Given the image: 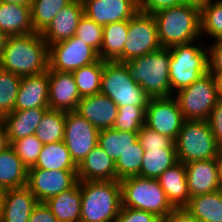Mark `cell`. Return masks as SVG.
<instances>
[{
  "label": "cell",
  "instance_id": "681fc988",
  "mask_svg": "<svg viewBox=\"0 0 222 222\" xmlns=\"http://www.w3.org/2000/svg\"><path fill=\"white\" fill-rule=\"evenodd\" d=\"M9 146L6 127L2 119H0V152Z\"/></svg>",
  "mask_w": 222,
  "mask_h": 222
},
{
  "label": "cell",
  "instance_id": "cb8c5ba5",
  "mask_svg": "<svg viewBox=\"0 0 222 222\" xmlns=\"http://www.w3.org/2000/svg\"><path fill=\"white\" fill-rule=\"evenodd\" d=\"M0 31L8 36L35 32L31 20V6L0 2Z\"/></svg>",
  "mask_w": 222,
  "mask_h": 222
},
{
  "label": "cell",
  "instance_id": "74e56055",
  "mask_svg": "<svg viewBox=\"0 0 222 222\" xmlns=\"http://www.w3.org/2000/svg\"><path fill=\"white\" fill-rule=\"evenodd\" d=\"M21 78L0 68V119L14 111Z\"/></svg>",
  "mask_w": 222,
  "mask_h": 222
},
{
  "label": "cell",
  "instance_id": "ac0fdd59",
  "mask_svg": "<svg viewBox=\"0 0 222 222\" xmlns=\"http://www.w3.org/2000/svg\"><path fill=\"white\" fill-rule=\"evenodd\" d=\"M76 112L97 129L113 128L118 113V106L101 93L81 97Z\"/></svg>",
  "mask_w": 222,
  "mask_h": 222
},
{
  "label": "cell",
  "instance_id": "e0dca14e",
  "mask_svg": "<svg viewBox=\"0 0 222 222\" xmlns=\"http://www.w3.org/2000/svg\"><path fill=\"white\" fill-rule=\"evenodd\" d=\"M83 16V2L73 0L59 11L40 34L48 46L69 39L75 35L79 21Z\"/></svg>",
  "mask_w": 222,
  "mask_h": 222
},
{
  "label": "cell",
  "instance_id": "8992f818",
  "mask_svg": "<svg viewBox=\"0 0 222 222\" xmlns=\"http://www.w3.org/2000/svg\"><path fill=\"white\" fill-rule=\"evenodd\" d=\"M119 182L122 207L148 211L160 218L166 217L175 209L157 179L133 176Z\"/></svg>",
  "mask_w": 222,
  "mask_h": 222
},
{
  "label": "cell",
  "instance_id": "8d00e7d4",
  "mask_svg": "<svg viewBox=\"0 0 222 222\" xmlns=\"http://www.w3.org/2000/svg\"><path fill=\"white\" fill-rule=\"evenodd\" d=\"M200 19L202 39L207 34L206 38L222 40V0H212L205 5L200 10Z\"/></svg>",
  "mask_w": 222,
  "mask_h": 222
},
{
  "label": "cell",
  "instance_id": "d4e9b609",
  "mask_svg": "<svg viewBox=\"0 0 222 222\" xmlns=\"http://www.w3.org/2000/svg\"><path fill=\"white\" fill-rule=\"evenodd\" d=\"M48 109L18 110L5 115L2 120L6 127L9 145L17 139L35 134L39 122Z\"/></svg>",
  "mask_w": 222,
  "mask_h": 222
},
{
  "label": "cell",
  "instance_id": "484cf974",
  "mask_svg": "<svg viewBox=\"0 0 222 222\" xmlns=\"http://www.w3.org/2000/svg\"><path fill=\"white\" fill-rule=\"evenodd\" d=\"M58 222H80L81 189L80 181L72 188L49 198L44 202Z\"/></svg>",
  "mask_w": 222,
  "mask_h": 222
},
{
  "label": "cell",
  "instance_id": "44dd1931",
  "mask_svg": "<svg viewBox=\"0 0 222 222\" xmlns=\"http://www.w3.org/2000/svg\"><path fill=\"white\" fill-rule=\"evenodd\" d=\"M38 203L27 186L7 189L0 222H28Z\"/></svg>",
  "mask_w": 222,
  "mask_h": 222
},
{
  "label": "cell",
  "instance_id": "52a82bcc",
  "mask_svg": "<svg viewBox=\"0 0 222 222\" xmlns=\"http://www.w3.org/2000/svg\"><path fill=\"white\" fill-rule=\"evenodd\" d=\"M174 143L177 159L183 164L215 159L221 150L208 121L185 120Z\"/></svg>",
  "mask_w": 222,
  "mask_h": 222
},
{
  "label": "cell",
  "instance_id": "f1b7e54d",
  "mask_svg": "<svg viewBox=\"0 0 222 222\" xmlns=\"http://www.w3.org/2000/svg\"><path fill=\"white\" fill-rule=\"evenodd\" d=\"M184 208L200 222H222V190L194 196Z\"/></svg>",
  "mask_w": 222,
  "mask_h": 222
},
{
  "label": "cell",
  "instance_id": "f907efd6",
  "mask_svg": "<svg viewBox=\"0 0 222 222\" xmlns=\"http://www.w3.org/2000/svg\"><path fill=\"white\" fill-rule=\"evenodd\" d=\"M215 79L217 94L219 98H222V72H210Z\"/></svg>",
  "mask_w": 222,
  "mask_h": 222
},
{
  "label": "cell",
  "instance_id": "7a4b0ae2",
  "mask_svg": "<svg viewBox=\"0 0 222 222\" xmlns=\"http://www.w3.org/2000/svg\"><path fill=\"white\" fill-rule=\"evenodd\" d=\"M153 16L161 47L169 48L195 40L202 41L199 8L183 3L162 9Z\"/></svg>",
  "mask_w": 222,
  "mask_h": 222
},
{
  "label": "cell",
  "instance_id": "b9f144b4",
  "mask_svg": "<svg viewBox=\"0 0 222 222\" xmlns=\"http://www.w3.org/2000/svg\"><path fill=\"white\" fill-rule=\"evenodd\" d=\"M138 140L145 151H150V149L176 150L173 139L159 134L145 125L138 132Z\"/></svg>",
  "mask_w": 222,
  "mask_h": 222
},
{
  "label": "cell",
  "instance_id": "ee69618b",
  "mask_svg": "<svg viewBox=\"0 0 222 222\" xmlns=\"http://www.w3.org/2000/svg\"><path fill=\"white\" fill-rule=\"evenodd\" d=\"M183 4L182 0H137L138 11L146 14L156 12Z\"/></svg>",
  "mask_w": 222,
  "mask_h": 222
},
{
  "label": "cell",
  "instance_id": "e575fe53",
  "mask_svg": "<svg viewBox=\"0 0 222 222\" xmlns=\"http://www.w3.org/2000/svg\"><path fill=\"white\" fill-rule=\"evenodd\" d=\"M73 0H31V20L34 31L41 33L61 9Z\"/></svg>",
  "mask_w": 222,
  "mask_h": 222
},
{
  "label": "cell",
  "instance_id": "30bf717a",
  "mask_svg": "<svg viewBox=\"0 0 222 222\" xmlns=\"http://www.w3.org/2000/svg\"><path fill=\"white\" fill-rule=\"evenodd\" d=\"M161 48L153 14L138 11L129 19L128 35L123 47V63Z\"/></svg>",
  "mask_w": 222,
  "mask_h": 222
},
{
  "label": "cell",
  "instance_id": "ffe728a7",
  "mask_svg": "<svg viewBox=\"0 0 222 222\" xmlns=\"http://www.w3.org/2000/svg\"><path fill=\"white\" fill-rule=\"evenodd\" d=\"M184 165L190 198L220 190L216 158L188 162Z\"/></svg>",
  "mask_w": 222,
  "mask_h": 222
},
{
  "label": "cell",
  "instance_id": "9f6ffc18",
  "mask_svg": "<svg viewBox=\"0 0 222 222\" xmlns=\"http://www.w3.org/2000/svg\"><path fill=\"white\" fill-rule=\"evenodd\" d=\"M5 193H6V189L3 187H0V217L3 210Z\"/></svg>",
  "mask_w": 222,
  "mask_h": 222
},
{
  "label": "cell",
  "instance_id": "f6af8a7d",
  "mask_svg": "<svg viewBox=\"0 0 222 222\" xmlns=\"http://www.w3.org/2000/svg\"><path fill=\"white\" fill-rule=\"evenodd\" d=\"M208 123L213 133L216 143L222 146V98H219L216 106L211 111Z\"/></svg>",
  "mask_w": 222,
  "mask_h": 222
},
{
  "label": "cell",
  "instance_id": "ba28073f",
  "mask_svg": "<svg viewBox=\"0 0 222 222\" xmlns=\"http://www.w3.org/2000/svg\"><path fill=\"white\" fill-rule=\"evenodd\" d=\"M100 93L109 97L118 107H147L149 100L144 89L131 77L127 65L117 61H104Z\"/></svg>",
  "mask_w": 222,
  "mask_h": 222
},
{
  "label": "cell",
  "instance_id": "d6a6232c",
  "mask_svg": "<svg viewBox=\"0 0 222 222\" xmlns=\"http://www.w3.org/2000/svg\"><path fill=\"white\" fill-rule=\"evenodd\" d=\"M103 69L104 60L99 59L72 72L81 97L100 93Z\"/></svg>",
  "mask_w": 222,
  "mask_h": 222
},
{
  "label": "cell",
  "instance_id": "4dcf8cb0",
  "mask_svg": "<svg viewBox=\"0 0 222 222\" xmlns=\"http://www.w3.org/2000/svg\"><path fill=\"white\" fill-rule=\"evenodd\" d=\"M138 140V133L115 130L113 128L102 129L98 136V145L106 154L116 162L118 158L132 144Z\"/></svg>",
  "mask_w": 222,
  "mask_h": 222
},
{
  "label": "cell",
  "instance_id": "7dc6e473",
  "mask_svg": "<svg viewBox=\"0 0 222 222\" xmlns=\"http://www.w3.org/2000/svg\"><path fill=\"white\" fill-rule=\"evenodd\" d=\"M28 222H58L45 203H38L33 209Z\"/></svg>",
  "mask_w": 222,
  "mask_h": 222
},
{
  "label": "cell",
  "instance_id": "9a60e30c",
  "mask_svg": "<svg viewBox=\"0 0 222 222\" xmlns=\"http://www.w3.org/2000/svg\"><path fill=\"white\" fill-rule=\"evenodd\" d=\"M84 15L101 26L129 20L138 12L137 0H83Z\"/></svg>",
  "mask_w": 222,
  "mask_h": 222
},
{
  "label": "cell",
  "instance_id": "3957f363",
  "mask_svg": "<svg viewBox=\"0 0 222 222\" xmlns=\"http://www.w3.org/2000/svg\"><path fill=\"white\" fill-rule=\"evenodd\" d=\"M169 48L145 54L125 62L131 77L149 98L172 97L169 77Z\"/></svg>",
  "mask_w": 222,
  "mask_h": 222
},
{
  "label": "cell",
  "instance_id": "4fadbf2b",
  "mask_svg": "<svg viewBox=\"0 0 222 222\" xmlns=\"http://www.w3.org/2000/svg\"><path fill=\"white\" fill-rule=\"evenodd\" d=\"M184 122V116L173 96L149 98L146 107L145 126L175 141Z\"/></svg>",
  "mask_w": 222,
  "mask_h": 222
},
{
  "label": "cell",
  "instance_id": "2e32d148",
  "mask_svg": "<svg viewBox=\"0 0 222 222\" xmlns=\"http://www.w3.org/2000/svg\"><path fill=\"white\" fill-rule=\"evenodd\" d=\"M49 109L76 111L81 96L72 72L48 70Z\"/></svg>",
  "mask_w": 222,
  "mask_h": 222
},
{
  "label": "cell",
  "instance_id": "db71d44e",
  "mask_svg": "<svg viewBox=\"0 0 222 222\" xmlns=\"http://www.w3.org/2000/svg\"><path fill=\"white\" fill-rule=\"evenodd\" d=\"M8 37L9 36L7 34H5L4 32L0 31V58H1L2 54H3V50H4L5 46H6V42H7Z\"/></svg>",
  "mask_w": 222,
  "mask_h": 222
},
{
  "label": "cell",
  "instance_id": "277c9868",
  "mask_svg": "<svg viewBox=\"0 0 222 222\" xmlns=\"http://www.w3.org/2000/svg\"><path fill=\"white\" fill-rule=\"evenodd\" d=\"M80 222H100L118 217L122 207L118 180L80 181Z\"/></svg>",
  "mask_w": 222,
  "mask_h": 222
},
{
  "label": "cell",
  "instance_id": "7c38bea8",
  "mask_svg": "<svg viewBox=\"0 0 222 222\" xmlns=\"http://www.w3.org/2000/svg\"><path fill=\"white\" fill-rule=\"evenodd\" d=\"M99 132V129L76 111L65 112L63 142L77 167L98 144Z\"/></svg>",
  "mask_w": 222,
  "mask_h": 222
},
{
  "label": "cell",
  "instance_id": "f546056e",
  "mask_svg": "<svg viewBox=\"0 0 222 222\" xmlns=\"http://www.w3.org/2000/svg\"><path fill=\"white\" fill-rule=\"evenodd\" d=\"M30 168L45 170H77L66 144L62 141L43 144L36 164Z\"/></svg>",
  "mask_w": 222,
  "mask_h": 222
},
{
  "label": "cell",
  "instance_id": "836d02e7",
  "mask_svg": "<svg viewBox=\"0 0 222 222\" xmlns=\"http://www.w3.org/2000/svg\"><path fill=\"white\" fill-rule=\"evenodd\" d=\"M65 112L48 109L39 122L35 135L43 144H51L64 139Z\"/></svg>",
  "mask_w": 222,
  "mask_h": 222
},
{
  "label": "cell",
  "instance_id": "6f0895ef",
  "mask_svg": "<svg viewBox=\"0 0 222 222\" xmlns=\"http://www.w3.org/2000/svg\"><path fill=\"white\" fill-rule=\"evenodd\" d=\"M100 222H118L117 217L116 218H112L109 220H105V221H100Z\"/></svg>",
  "mask_w": 222,
  "mask_h": 222
},
{
  "label": "cell",
  "instance_id": "6da1fadb",
  "mask_svg": "<svg viewBox=\"0 0 222 222\" xmlns=\"http://www.w3.org/2000/svg\"><path fill=\"white\" fill-rule=\"evenodd\" d=\"M0 68L17 76L36 75L49 69V46L40 33L9 36Z\"/></svg>",
  "mask_w": 222,
  "mask_h": 222
},
{
  "label": "cell",
  "instance_id": "5bb4252c",
  "mask_svg": "<svg viewBox=\"0 0 222 222\" xmlns=\"http://www.w3.org/2000/svg\"><path fill=\"white\" fill-rule=\"evenodd\" d=\"M77 182V170L28 168L27 187L39 203L72 188Z\"/></svg>",
  "mask_w": 222,
  "mask_h": 222
},
{
  "label": "cell",
  "instance_id": "d6986e66",
  "mask_svg": "<svg viewBox=\"0 0 222 222\" xmlns=\"http://www.w3.org/2000/svg\"><path fill=\"white\" fill-rule=\"evenodd\" d=\"M49 108L48 71L21 78L14 111Z\"/></svg>",
  "mask_w": 222,
  "mask_h": 222
},
{
  "label": "cell",
  "instance_id": "816d5d0a",
  "mask_svg": "<svg viewBox=\"0 0 222 222\" xmlns=\"http://www.w3.org/2000/svg\"><path fill=\"white\" fill-rule=\"evenodd\" d=\"M216 166H217L220 189L222 190V151L221 150L218 156L216 157Z\"/></svg>",
  "mask_w": 222,
  "mask_h": 222
},
{
  "label": "cell",
  "instance_id": "83f0119b",
  "mask_svg": "<svg viewBox=\"0 0 222 222\" xmlns=\"http://www.w3.org/2000/svg\"><path fill=\"white\" fill-rule=\"evenodd\" d=\"M28 169L10 145L0 152V187L7 189L27 186Z\"/></svg>",
  "mask_w": 222,
  "mask_h": 222
},
{
  "label": "cell",
  "instance_id": "8fae6325",
  "mask_svg": "<svg viewBox=\"0 0 222 222\" xmlns=\"http://www.w3.org/2000/svg\"><path fill=\"white\" fill-rule=\"evenodd\" d=\"M100 59L99 53L77 36L49 46V69L73 72Z\"/></svg>",
  "mask_w": 222,
  "mask_h": 222
},
{
  "label": "cell",
  "instance_id": "7bdbcfd3",
  "mask_svg": "<svg viewBox=\"0 0 222 222\" xmlns=\"http://www.w3.org/2000/svg\"><path fill=\"white\" fill-rule=\"evenodd\" d=\"M161 219L151 212L128 207H121L117 217L118 222H161Z\"/></svg>",
  "mask_w": 222,
  "mask_h": 222
},
{
  "label": "cell",
  "instance_id": "c3c4849f",
  "mask_svg": "<svg viewBox=\"0 0 222 222\" xmlns=\"http://www.w3.org/2000/svg\"><path fill=\"white\" fill-rule=\"evenodd\" d=\"M161 222H200L192 216L185 208H175Z\"/></svg>",
  "mask_w": 222,
  "mask_h": 222
},
{
  "label": "cell",
  "instance_id": "4316f807",
  "mask_svg": "<svg viewBox=\"0 0 222 222\" xmlns=\"http://www.w3.org/2000/svg\"><path fill=\"white\" fill-rule=\"evenodd\" d=\"M129 20L117 21L103 26V43L100 59L123 63V47L128 35Z\"/></svg>",
  "mask_w": 222,
  "mask_h": 222
},
{
  "label": "cell",
  "instance_id": "11a10c76",
  "mask_svg": "<svg viewBox=\"0 0 222 222\" xmlns=\"http://www.w3.org/2000/svg\"><path fill=\"white\" fill-rule=\"evenodd\" d=\"M0 2L21 4V5H31V0H0Z\"/></svg>",
  "mask_w": 222,
  "mask_h": 222
},
{
  "label": "cell",
  "instance_id": "1f68e13d",
  "mask_svg": "<svg viewBox=\"0 0 222 222\" xmlns=\"http://www.w3.org/2000/svg\"><path fill=\"white\" fill-rule=\"evenodd\" d=\"M177 162L176 150L150 149L144 152L139 176L157 179Z\"/></svg>",
  "mask_w": 222,
  "mask_h": 222
},
{
  "label": "cell",
  "instance_id": "ab89813d",
  "mask_svg": "<svg viewBox=\"0 0 222 222\" xmlns=\"http://www.w3.org/2000/svg\"><path fill=\"white\" fill-rule=\"evenodd\" d=\"M43 143L35 134L13 141L10 147L15 151L26 168L33 167L40 155Z\"/></svg>",
  "mask_w": 222,
  "mask_h": 222
},
{
  "label": "cell",
  "instance_id": "603a6c76",
  "mask_svg": "<svg viewBox=\"0 0 222 222\" xmlns=\"http://www.w3.org/2000/svg\"><path fill=\"white\" fill-rule=\"evenodd\" d=\"M157 181L163 188L168 201L174 208H184L190 199L188 191L186 168L182 162H177L161 174Z\"/></svg>",
  "mask_w": 222,
  "mask_h": 222
},
{
  "label": "cell",
  "instance_id": "5b68a950",
  "mask_svg": "<svg viewBox=\"0 0 222 222\" xmlns=\"http://www.w3.org/2000/svg\"><path fill=\"white\" fill-rule=\"evenodd\" d=\"M198 41L200 40L169 47L171 56L169 77L172 95L176 93V90L190 86L209 71L208 45L206 46L204 42L200 45Z\"/></svg>",
  "mask_w": 222,
  "mask_h": 222
},
{
  "label": "cell",
  "instance_id": "f35d334b",
  "mask_svg": "<svg viewBox=\"0 0 222 222\" xmlns=\"http://www.w3.org/2000/svg\"><path fill=\"white\" fill-rule=\"evenodd\" d=\"M146 107L126 105L118 107L113 129L138 133L145 125Z\"/></svg>",
  "mask_w": 222,
  "mask_h": 222
},
{
  "label": "cell",
  "instance_id": "7402d4cb",
  "mask_svg": "<svg viewBox=\"0 0 222 222\" xmlns=\"http://www.w3.org/2000/svg\"><path fill=\"white\" fill-rule=\"evenodd\" d=\"M78 181L116 180L115 162L97 144L77 167Z\"/></svg>",
  "mask_w": 222,
  "mask_h": 222
},
{
  "label": "cell",
  "instance_id": "d590c367",
  "mask_svg": "<svg viewBox=\"0 0 222 222\" xmlns=\"http://www.w3.org/2000/svg\"><path fill=\"white\" fill-rule=\"evenodd\" d=\"M144 152L139 140L124 151L115 162L116 180L139 176Z\"/></svg>",
  "mask_w": 222,
  "mask_h": 222
},
{
  "label": "cell",
  "instance_id": "9c48e42d",
  "mask_svg": "<svg viewBox=\"0 0 222 222\" xmlns=\"http://www.w3.org/2000/svg\"><path fill=\"white\" fill-rule=\"evenodd\" d=\"M173 97L185 120L207 121L219 99L214 76L208 71Z\"/></svg>",
  "mask_w": 222,
  "mask_h": 222
},
{
  "label": "cell",
  "instance_id": "60d3db41",
  "mask_svg": "<svg viewBox=\"0 0 222 222\" xmlns=\"http://www.w3.org/2000/svg\"><path fill=\"white\" fill-rule=\"evenodd\" d=\"M103 35V26L98 25L85 15L80 19L75 32V36L94 48L98 53L103 43Z\"/></svg>",
  "mask_w": 222,
  "mask_h": 222
},
{
  "label": "cell",
  "instance_id": "f5cc1de1",
  "mask_svg": "<svg viewBox=\"0 0 222 222\" xmlns=\"http://www.w3.org/2000/svg\"><path fill=\"white\" fill-rule=\"evenodd\" d=\"M183 3L195 6L200 10L212 0H182Z\"/></svg>",
  "mask_w": 222,
  "mask_h": 222
},
{
  "label": "cell",
  "instance_id": "bcb514c9",
  "mask_svg": "<svg viewBox=\"0 0 222 222\" xmlns=\"http://www.w3.org/2000/svg\"><path fill=\"white\" fill-rule=\"evenodd\" d=\"M208 61L209 72H222V40L210 42Z\"/></svg>",
  "mask_w": 222,
  "mask_h": 222
}]
</instances>
